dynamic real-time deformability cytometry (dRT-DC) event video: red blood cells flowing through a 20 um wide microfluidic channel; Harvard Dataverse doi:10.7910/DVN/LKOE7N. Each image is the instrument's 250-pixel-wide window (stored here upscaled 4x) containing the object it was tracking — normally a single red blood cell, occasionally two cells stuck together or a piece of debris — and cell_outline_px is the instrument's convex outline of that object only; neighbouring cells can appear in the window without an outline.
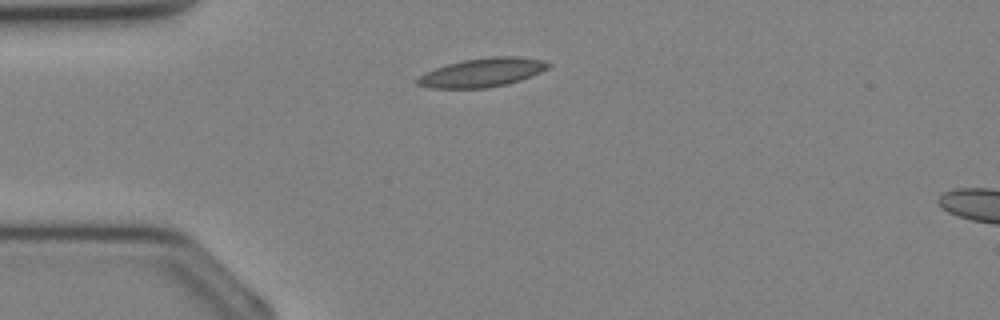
{"species": "Egyptian fruit bat (a non-hibernating species)", "species_latin": "Rousettus aegyptiacus", "temperature_condition": "cold", "stored_images_in_passage": 27, "camera_frame_rate_fps": 3000, "um_per_image_px": 0.085, "animal": {"sex": "female"}, "frame": {"image": 1, "passage_image": 1, "time_ms": 0.0, "image_size_px": [1000, 320], "cell_outline_px": [[552, 64], [548, 68], [540, 72], [520, 80], [508, 84], [488, 88], [428, 88], [416, 84], [416, 80], [420, 76], [436, 68], [448, 64], [464, 60], [492, 56], [516, 56], [544, 60]], "centroid_in_image_um": [41.02, 6.16], "position_along_channel_um": 44.0, "area_um2": 21.85}}
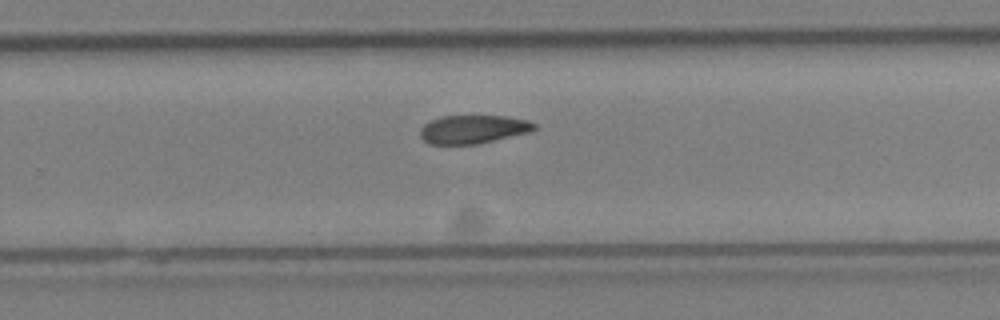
{"frame": {"image": 2, "passage_image": 15, "time_ms": 4.667, "image_size_px": [1000, 320], "cell_outline_px": [[536, 128], [528, 132], [476, 144], [428, 144], [420, 136], [420, 128], [424, 124], [440, 116], [508, 116], [528, 120], [536, 124]], "centroid_in_image_um": [40.19, 10.98], "position_along_channel_um": 289.6, "area_um2": 18.79}}
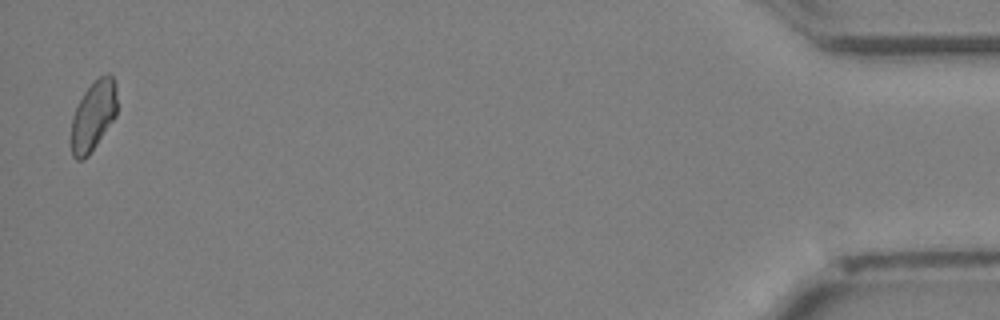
{"frame": {"image": 3, "passage_image": 27, "time_ms": 8.667, "image_size_px": [1000, 320], "cell_outline_px": [[116, 116], [88, 156], [84, 160], [76, 160], [72, 156], [72, 116], [84, 92], [100, 76], [108, 72], [112, 76], [116, 84]], "centroid_in_image_um": [7.94, 9.85], "position_along_channel_um": 427.3, "area_um2": 18.44}}